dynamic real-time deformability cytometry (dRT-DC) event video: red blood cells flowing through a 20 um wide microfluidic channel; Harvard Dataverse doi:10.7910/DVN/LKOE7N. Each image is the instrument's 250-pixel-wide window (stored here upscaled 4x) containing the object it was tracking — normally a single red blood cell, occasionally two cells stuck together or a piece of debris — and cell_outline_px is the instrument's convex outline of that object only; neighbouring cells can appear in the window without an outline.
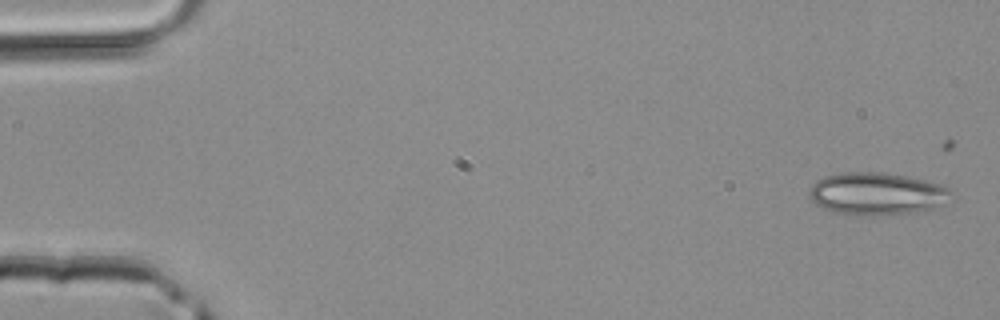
{"species": "common noctule bat (a hibernating species)", "species_latin": "Nyctalus noctula", "temperature_condition": "room temperature", "stored_images_in_passage": 4, "camera_frame_rate_fps": 3000, "um_per_image_px": 0.085, "animal": {"sex": "male", "body_mass_g": 20.4}, "frame": {"image": 1, "passage_image": 1, "time_ms": 0.0, "image_size_px": [1000, 320], "cell_outline_px": [[952, 192], [944, 204], [940, 208], [916, 212], [876, 216], [868, 216], [832, 212], [816, 204], [808, 196], [808, 192], [812, 184], [816, 180], [824, 176], [840, 172], [884, 172], [924, 180], [940, 184], [952, 188]], "centroid_in_image_um": [74.53, 16.47], "position_along_channel_um": 10.5, "area_um2": 35.6}}